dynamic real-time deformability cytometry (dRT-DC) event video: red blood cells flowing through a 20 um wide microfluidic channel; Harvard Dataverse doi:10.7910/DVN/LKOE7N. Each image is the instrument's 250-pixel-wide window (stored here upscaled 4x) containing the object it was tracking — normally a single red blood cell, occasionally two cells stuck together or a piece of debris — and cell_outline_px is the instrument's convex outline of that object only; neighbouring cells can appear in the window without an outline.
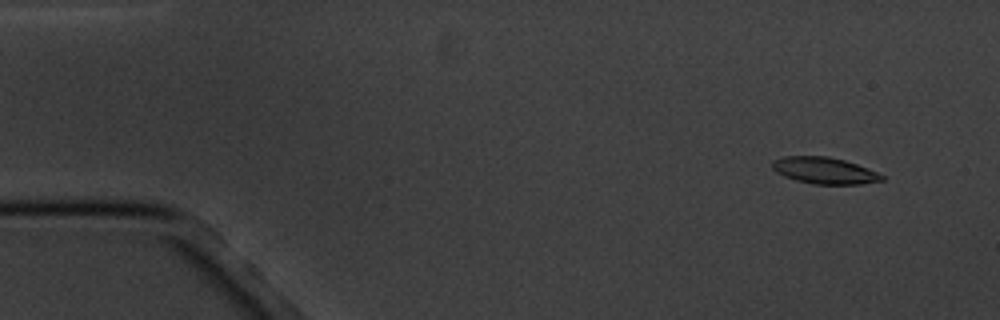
{"species": "common noctule bat (a hibernating species)", "species_latin": "Nyctalus noctula", "temperature_condition": "cold", "stored_images_in_passage": 5, "camera_frame_rate_fps": 3000, "um_per_image_px": 0.085, "animal": {"sex": "male", "body_mass_g": 20.1, "forearm_length_mm": 53.5}, "frame": {"image": 1, "passage_image": 1, "time_ms": 0.0, "image_size_px": [1000, 320], "cell_outline_px": [[884, 180], [860, 184], [812, 184], [796, 180], [784, 176], [776, 172], [772, 168], [772, 160], [784, 156], [828, 156], [844, 160], [868, 168], [884, 176]], "centroid_in_image_um": [70.05, 14.49], "position_along_channel_um": 14.9, "area_um2": 16.94}}
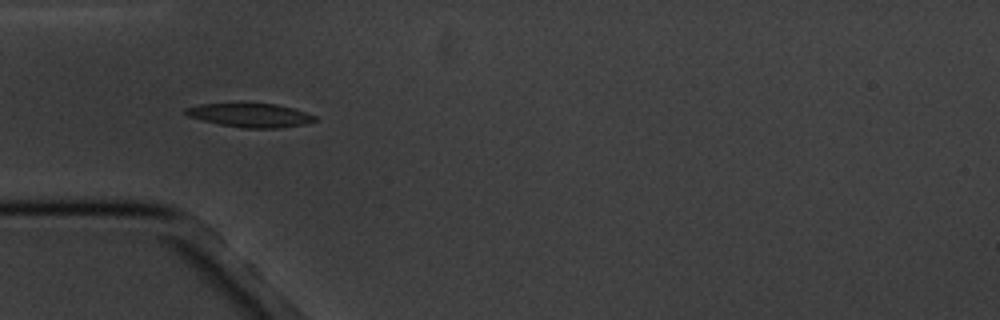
{"frame": {"image": 2, "passage_image": 4, "time_ms": 4.333, "image_size_px": [1000, 320], "cell_outline_px": [[316, 120], [308, 124], [280, 128], [240, 128], [220, 124], [188, 116], [184, 112], [184, 108], [200, 104], [240, 100], [276, 104], [292, 108], [316, 116]], "centroid_in_image_um": [21.24, 9.74], "position_along_channel_um": 63.8, "area_um2": 18.84}}
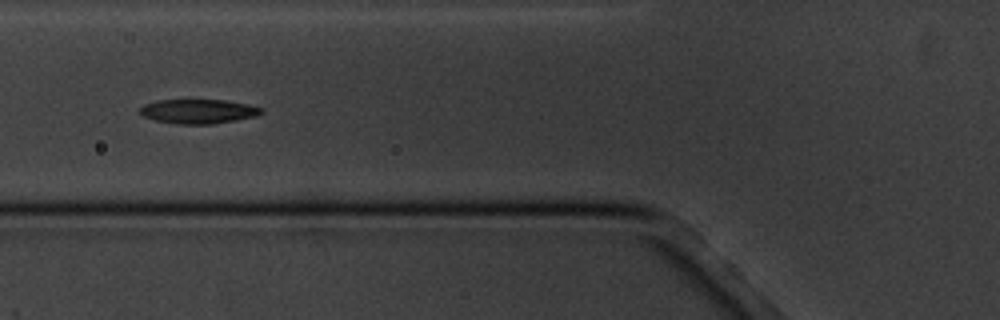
{"frame": {"image": 3, "passage_image": 5, "time_ms": 5.667, "image_size_px": [1000, 320], "cell_outline_px": [[264, 112], [256, 116], [236, 120], [212, 124], [176, 124], [156, 120], [144, 116], [140, 112], [140, 108], [144, 104], [156, 100], [224, 100], [248, 104], [264, 108]], "centroid_in_image_um": [16.89, 9.46], "position_along_channel_um": 108.9, "area_um2": 17.22}}